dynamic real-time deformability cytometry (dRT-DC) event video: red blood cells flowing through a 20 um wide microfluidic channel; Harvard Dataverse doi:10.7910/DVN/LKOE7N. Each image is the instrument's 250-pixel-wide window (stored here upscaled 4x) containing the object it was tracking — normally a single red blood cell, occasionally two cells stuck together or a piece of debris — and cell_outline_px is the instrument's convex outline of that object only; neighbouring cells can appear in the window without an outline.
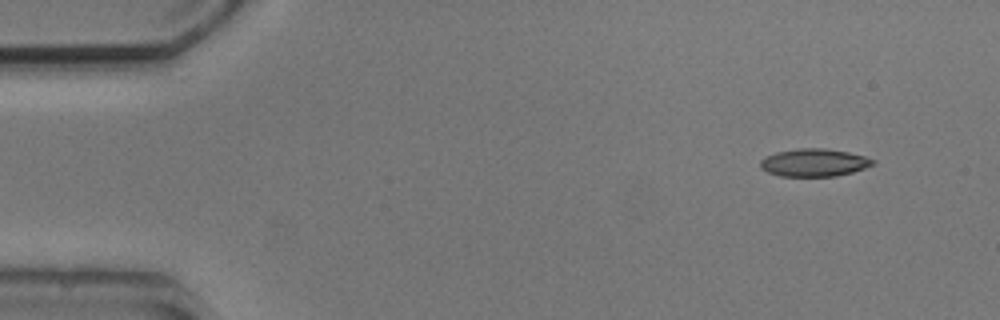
{"species": "common noctule bat (a hibernating species)", "species_latin": "Nyctalus noctula", "temperature_condition": "cold", "stored_images_in_passage": 3, "camera_frame_rate_fps": 3000, "um_per_image_px": 0.085, "animal": {"sex": "male", "body_mass_g": 20.5, "forearm_length_mm": 52.5}, "frame": {"image": 1, "passage_image": 1, "time_ms": 0.0, "image_size_px": [1000, 320], "cell_outline_px": [[876, 164], [852, 172], [836, 176], [780, 176], [768, 172], [760, 168], [760, 160], [764, 156], [776, 152], [796, 148], [824, 148], [848, 152], [864, 156], [876, 160]], "centroid_in_image_um": [69.18, 13.81], "position_along_channel_um": 15.8, "area_um2": 18.32}}
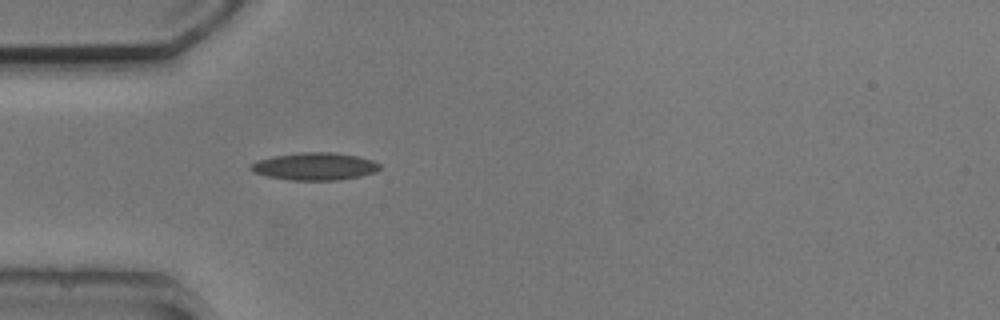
{"frame": {"image": 2, "passage_image": 3, "time_ms": 3.667, "image_size_px": [1000, 320], "cell_outline_px": [[380, 168], [376, 172], [360, 176], [340, 180], [292, 180], [268, 176], [252, 172], [248, 168], [256, 160], [272, 156], [300, 152], [332, 152], [356, 156], [372, 160], [380, 164]], "centroid_in_image_um": [26.73, 14.14], "position_along_channel_um": 58.3, "area_um2": 20.69}}